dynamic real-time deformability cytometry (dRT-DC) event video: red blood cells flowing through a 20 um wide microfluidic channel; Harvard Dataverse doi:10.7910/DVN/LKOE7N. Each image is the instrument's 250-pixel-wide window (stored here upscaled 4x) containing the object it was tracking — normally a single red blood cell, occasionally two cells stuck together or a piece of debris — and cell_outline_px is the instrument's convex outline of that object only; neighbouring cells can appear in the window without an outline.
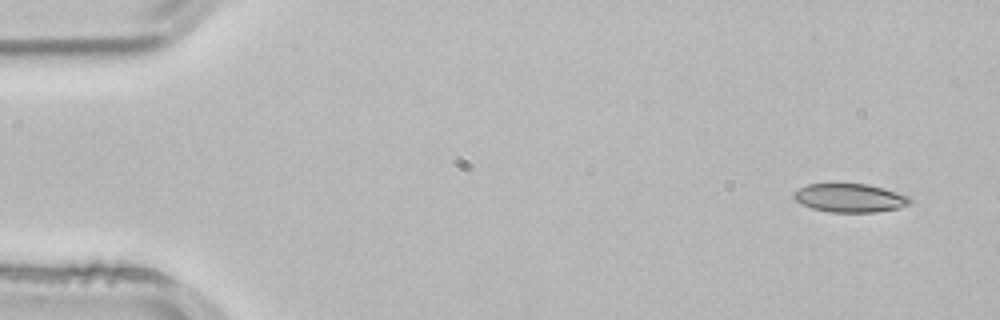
{"species": "common noctule bat (a hibernating species)", "species_latin": "Nyctalus noctula", "temperature_condition": "room temperature", "stored_images_in_passage": 3, "camera_frame_rate_fps": 3000, "um_per_image_px": 0.085, "animal": {"sex": "male", "body_mass_g": 21.5, "forearm_length_mm": 52.0}, "frame": {"image": 1, "passage_image": 1, "time_ms": 0.0, "image_size_px": [1000, 320], "cell_outline_px": [[912, 200], [908, 204], [900, 208], [876, 212], [828, 212], [812, 208], [800, 204], [792, 196], [792, 192], [808, 184], [868, 184], [884, 188], [912, 196]], "centroid_in_image_um": [72.26, 16.83], "position_along_channel_um": 12.7, "area_um2": 19.54}}
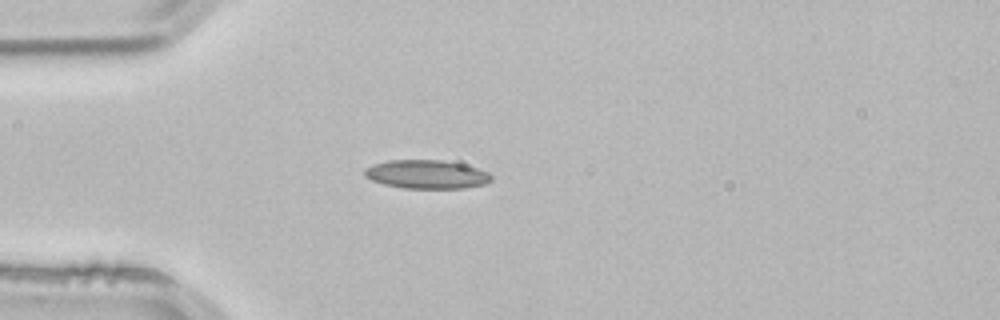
{"frame": {"image": 2, "passage_image": 3, "time_ms": 0.667, "image_size_px": [1000, 320], "cell_outline_px": [[492, 180], [484, 184], [464, 188], [404, 188], [384, 184], [372, 180], [364, 176], [364, 168], [388, 160], [440, 160], [464, 164], [488, 172], [492, 176]], "centroid_in_image_um": [36.26, 14.82], "position_along_channel_um": 48.7, "area_um2": 21.04}}